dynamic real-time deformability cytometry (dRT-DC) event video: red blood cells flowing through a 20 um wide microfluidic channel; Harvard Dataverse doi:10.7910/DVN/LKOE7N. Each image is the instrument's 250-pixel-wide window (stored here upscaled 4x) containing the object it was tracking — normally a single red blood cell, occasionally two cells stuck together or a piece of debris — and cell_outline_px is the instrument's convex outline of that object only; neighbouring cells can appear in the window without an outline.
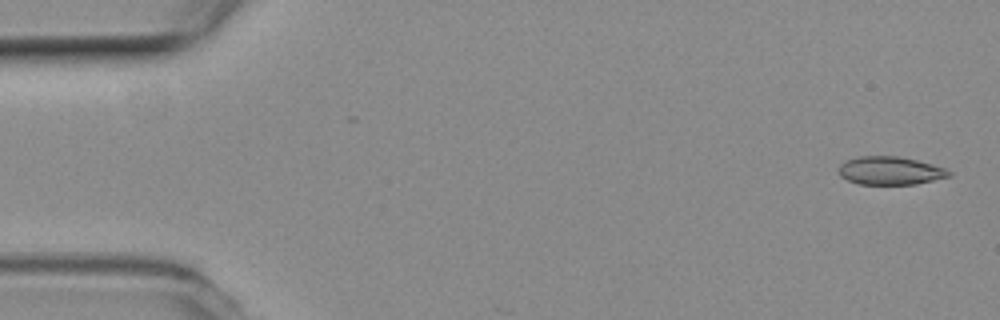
{"species": "common noctule bat (a hibernating species)", "species_latin": "Nyctalus noctula", "temperature_condition": "room temperature", "stored_images_in_passage": 3, "camera_frame_rate_fps": 3000, "um_per_image_px": 0.085, "animal": {"sex": "female", "body_mass_g": 19.3, "forearm_length_mm": 54.1}, "frame": {"image": 1, "passage_image": 1, "time_ms": 0.0, "image_size_px": [1000, 320], "cell_outline_px": [[952, 176], [916, 184], [860, 184], [848, 180], [840, 176], [840, 164], [844, 160], [860, 156], [900, 156], [932, 164], [944, 168], [952, 172]], "centroid_in_image_um": [75.68, 14.5], "position_along_channel_um": 9.3, "area_um2": 18.09}}